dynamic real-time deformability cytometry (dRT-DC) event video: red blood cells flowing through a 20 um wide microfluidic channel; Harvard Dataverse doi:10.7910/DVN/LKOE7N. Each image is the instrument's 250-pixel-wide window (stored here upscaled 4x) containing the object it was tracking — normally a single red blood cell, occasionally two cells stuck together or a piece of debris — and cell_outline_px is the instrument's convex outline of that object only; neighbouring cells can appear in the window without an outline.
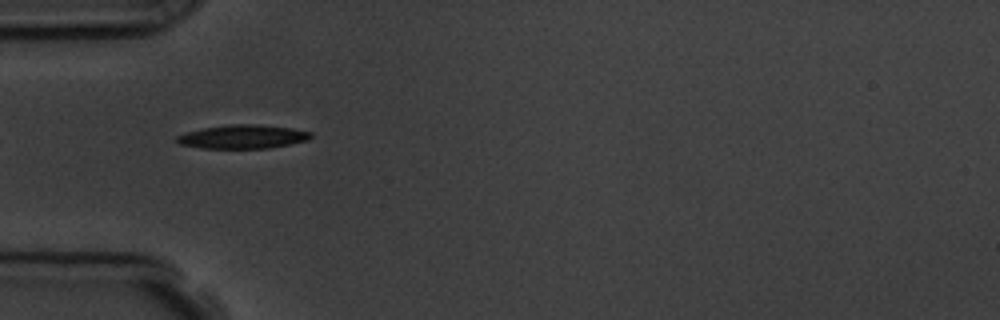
{"species": "common noctule bat (a hibernating species)", "species_latin": "Nyctalus noctula", "temperature_condition": "room temperature", "stored_images_in_passage": 7, "camera_frame_rate_fps": 3000, "um_per_image_px": 0.085, "animal": {"sex": "male", "body_mass_g": 19.5, "forearm_length_mm": 54.6}, "frame": {"image": 1, "passage_image": 4, "time_ms": 4.333, "image_size_px": [1000, 320], "cell_outline_px": [[312, 136], [308, 140], [268, 148], [204, 148], [180, 144], [176, 140], [176, 136], [188, 132], [204, 128], [228, 124], [260, 124], [292, 128], [312, 132]], "centroid_in_image_um": [20.67, 11.61], "position_along_channel_um": 64.3, "area_um2": 18.38}}